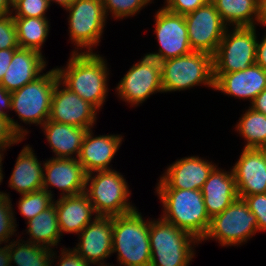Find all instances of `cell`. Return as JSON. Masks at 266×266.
Listing matches in <instances>:
<instances>
[{"mask_svg": "<svg viewBox=\"0 0 266 266\" xmlns=\"http://www.w3.org/2000/svg\"><path fill=\"white\" fill-rule=\"evenodd\" d=\"M105 59L96 53L72 51L65 69L55 68L59 81L99 110L107 97L108 75Z\"/></svg>", "mask_w": 266, "mask_h": 266, "instance_id": "cell-1", "label": "cell"}, {"mask_svg": "<svg viewBox=\"0 0 266 266\" xmlns=\"http://www.w3.org/2000/svg\"><path fill=\"white\" fill-rule=\"evenodd\" d=\"M156 192L164 207L161 218L201 241L211 220L201 190L157 189Z\"/></svg>", "mask_w": 266, "mask_h": 266, "instance_id": "cell-2", "label": "cell"}, {"mask_svg": "<svg viewBox=\"0 0 266 266\" xmlns=\"http://www.w3.org/2000/svg\"><path fill=\"white\" fill-rule=\"evenodd\" d=\"M149 221L137 209L113 217L112 253L120 266H150Z\"/></svg>", "mask_w": 266, "mask_h": 266, "instance_id": "cell-3", "label": "cell"}, {"mask_svg": "<svg viewBox=\"0 0 266 266\" xmlns=\"http://www.w3.org/2000/svg\"><path fill=\"white\" fill-rule=\"evenodd\" d=\"M150 266H188L200 241L162 218L149 221Z\"/></svg>", "mask_w": 266, "mask_h": 266, "instance_id": "cell-4", "label": "cell"}, {"mask_svg": "<svg viewBox=\"0 0 266 266\" xmlns=\"http://www.w3.org/2000/svg\"><path fill=\"white\" fill-rule=\"evenodd\" d=\"M95 172L87 174L85 194L96 216L114 217L136 209L128 202L131 192L121 173L114 169Z\"/></svg>", "mask_w": 266, "mask_h": 266, "instance_id": "cell-5", "label": "cell"}, {"mask_svg": "<svg viewBox=\"0 0 266 266\" xmlns=\"http://www.w3.org/2000/svg\"><path fill=\"white\" fill-rule=\"evenodd\" d=\"M163 92L181 91L196 85L214 88L213 56L202 51L161 62Z\"/></svg>", "mask_w": 266, "mask_h": 266, "instance_id": "cell-6", "label": "cell"}, {"mask_svg": "<svg viewBox=\"0 0 266 266\" xmlns=\"http://www.w3.org/2000/svg\"><path fill=\"white\" fill-rule=\"evenodd\" d=\"M256 27H233L225 30L213 55L214 82L223 74L244 70L256 64Z\"/></svg>", "mask_w": 266, "mask_h": 266, "instance_id": "cell-7", "label": "cell"}, {"mask_svg": "<svg viewBox=\"0 0 266 266\" xmlns=\"http://www.w3.org/2000/svg\"><path fill=\"white\" fill-rule=\"evenodd\" d=\"M58 81V72L53 68L11 92V111L26 124L42 126L50 117L52 94Z\"/></svg>", "mask_w": 266, "mask_h": 266, "instance_id": "cell-8", "label": "cell"}, {"mask_svg": "<svg viewBox=\"0 0 266 266\" xmlns=\"http://www.w3.org/2000/svg\"><path fill=\"white\" fill-rule=\"evenodd\" d=\"M257 231L256 216L244 199L238 198L223 212L211 218L201 242L214 238L222 246H235L247 242Z\"/></svg>", "mask_w": 266, "mask_h": 266, "instance_id": "cell-9", "label": "cell"}, {"mask_svg": "<svg viewBox=\"0 0 266 266\" xmlns=\"http://www.w3.org/2000/svg\"><path fill=\"white\" fill-rule=\"evenodd\" d=\"M69 11V33L79 53H93V46L98 45L105 26L106 15L102 0H74L65 8Z\"/></svg>", "mask_w": 266, "mask_h": 266, "instance_id": "cell-10", "label": "cell"}, {"mask_svg": "<svg viewBox=\"0 0 266 266\" xmlns=\"http://www.w3.org/2000/svg\"><path fill=\"white\" fill-rule=\"evenodd\" d=\"M119 98L131 106L143 103L155 92H162L161 62L145 55L138 63L131 66L117 86Z\"/></svg>", "mask_w": 266, "mask_h": 266, "instance_id": "cell-11", "label": "cell"}, {"mask_svg": "<svg viewBox=\"0 0 266 266\" xmlns=\"http://www.w3.org/2000/svg\"><path fill=\"white\" fill-rule=\"evenodd\" d=\"M184 17L191 49L213 56L227 29L214 4L209 0Z\"/></svg>", "mask_w": 266, "mask_h": 266, "instance_id": "cell-12", "label": "cell"}, {"mask_svg": "<svg viewBox=\"0 0 266 266\" xmlns=\"http://www.w3.org/2000/svg\"><path fill=\"white\" fill-rule=\"evenodd\" d=\"M155 34L159 43L158 53H148L159 62L190 54L191 49L184 15L162 7L155 15Z\"/></svg>", "mask_w": 266, "mask_h": 266, "instance_id": "cell-13", "label": "cell"}, {"mask_svg": "<svg viewBox=\"0 0 266 266\" xmlns=\"http://www.w3.org/2000/svg\"><path fill=\"white\" fill-rule=\"evenodd\" d=\"M96 111L98 110L93 105L70 91L60 81L56 83L51 99L49 120L89 130L97 120Z\"/></svg>", "mask_w": 266, "mask_h": 266, "instance_id": "cell-14", "label": "cell"}, {"mask_svg": "<svg viewBox=\"0 0 266 266\" xmlns=\"http://www.w3.org/2000/svg\"><path fill=\"white\" fill-rule=\"evenodd\" d=\"M93 218L79 233L80 242L73 250L89 264L104 266V259L112 254L113 217L95 215Z\"/></svg>", "mask_w": 266, "mask_h": 266, "instance_id": "cell-15", "label": "cell"}, {"mask_svg": "<svg viewBox=\"0 0 266 266\" xmlns=\"http://www.w3.org/2000/svg\"><path fill=\"white\" fill-rule=\"evenodd\" d=\"M45 173H43L42 189L51 196L49 185L55 186L63 193L61 196H75L85 193L86 177L82 165L76 158H51L43 163ZM66 193V194H65Z\"/></svg>", "mask_w": 266, "mask_h": 266, "instance_id": "cell-16", "label": "cell"}, {"mask_svg": "<svg viewBox=\"0 0 266 266\" xmlns=\"http://www.w3.org/2000/svg\"><path fill=\"white\" fill-rule=\"evenodd\" d=\"M215 164L198 156L184 157L170 165L156 189L201 190Z\"/></svg>", "mask_w": 266, "mask_h": 266, "instance_id": "cell-17", "label": "cell"}, {"mask_svg": "<svg viewBox=\"0 0 266 266\" xmlns=\"http://www.w3.org/2000/svg\"><path fill=\"white\" fill-rule=\"evenodd\" d=\"M232 167L239 198L266 193V164L258 148L244 147Z\"/></svg>", "mask_w": 266, "mask_h": 266, "instance_id": "cell-18", "label": "cell"}, {"mask_svg": "<svg viewBox=\"0 0 266 266\" xmlns=\"http://www.w3.org/2000/svg\"><path fill=\"white\" fill-rule=\"evenodd\" d=\"M92 132L89 129L85 134L77 160L87 174L112 170L109 164L121 145L122 136L112 134L93 137Z\"/></svg>", "mask_w": 266, "mask_h": 266, "instance_id": "cell-19", "label": "cell"}, {"mask_svg": "<svg viewBox=\"0 0 266 266\" xmlns=\"http://www.w3.org/2000/svg\"><path fill=\"white\" fill-rule=\"evenodd\" d=\"M266 88V71L254 64L244 70L223 73L215 82L214 89L232 97L249 99L255 97Z\"/></svg>", "mask_w": 266, "mask_h": 266, "instance_id": "cell-20", "label": "cell"}, {"mask_svg": "<svg viewBox=\"0 0 266 266\" xmlns=\"http://www.w3.org/2000/svg\"><path fill=\"white\" fill-rule=\"evenodd\" d=\"M43 57L39 51L18 48L0 84L7 91L13 92L33 82L42 75L40 73L47 65Z\"/></svg>", "mask_w": 266, "mask_h": 266, "instance_id": "cell-21", "label": "cell"}, {"mask_svg": "<svg viewBox=\"0 0 266 266\" xmlns=\"http://www.w3.org/2000/svg\"><path fill=\"white\" fill-rule=\"evenodd\" d=\"M210 218L223 212L239 198L232 169L225 172L216 166L201 188Z\"/></svg>", "mask_w": 266, "mask_h": 266, "instance_id": "cell-22", "label": "cell"}, {"mask_svg": "<svg viewBox=\"0 0 266 266\" xmlns=\"http://www.w3.org/2000/svg\"><path fill=\"white\" fill-rule=\"evenodd\" d=\"M54 204L61 235H63L62 232L79 234L92 221L91 217L95 214L85 193L61 196L60 199L54 201Z\"/></svg>", "mask_w": 266, "mask_h": 266, "instance_id": "cell-23", "label": "cell"}, {"mask_svg": "<svg viewBox=\"0 0 266 266\" xmlns=\"http://www.w3.org/2000/svg\"><path fill=\"white\" fill-rule=\"evenodd\" d=\"M41 127L56 158H74L79 156L83 139L88 129L65 123L47 120Z\"/></svg>", "mask_w": 266, "mask_h": 266, "instance_id": "cell-24", "label": "cell"}, {"mask_svg": "<svg viewBox=\"0 0 266 266\" xmlns=\"http://www.w3.org/2000/svg\"><path fill=\"white\" fill-rule=\"evenodd\" d=\"M43 169L32 147L26 145L18 155L9 180V187L21 195L42 190Z\"/></svg>", "mask_w": 266, "mask_h": 266, "instance_id": "cell-25", "label": "cell"}, {"mask_svg": "<svg viewBox=\"0 0 266 266\" xmlns=\"http://www.w3.org/2000/svg\"><path fill=\"white\" fill-rule=\"evenodd\" d=\"M222 21L234 27H252L260 16L261 0H210ZM256 21V22H255Z\"/></svg>", "mask_w": 266, "mask_h": 266, "instance_id": "cell-26", "label": "cell"}, {"mask_svg": "<svg viewBox=\"0 0 266 266\" xmlns=\"http://www.w3.org/2000/svg\"><path fill=\"white\" fill-rule=\"evenodd\" d=\"M27 233L33 244L40 245L49 249L57 246L60 242V230L58 226L57 212L53 203L49 208L34 216L27 221Z\"/></svg>", "mask_w": 266, "mask_h": 266, "instance_id": "cell-27", "label": "cell"}, {"mask_svg": "<svg viewBox=\"0 0 266 266\" xmlns=\"http://www.w3.org/2000/svg\"><path fill=\"white\" fill-rule=\"evenodd\" d=\"M7 246L10 265L14 263L16 266H51L54 260L52 258L56 255L52 249L33 244L29 240L9 242Z\"/></svg>", "mask_w": 266, "mask_h": 266, "instance_id": "cell-28", "label": "cell"}, {"mask_svg": "<svg viewBox=\"0 0 266 266\" xmlns=\"http://www.w3.org/2000/svg\"><path fill=\"white\" fill-rule=\"evenodd\" d=\"M17 29L19 48L33 49L42 53L41 48L49 32L47 18L13 17Z\"/></svg>", "mask_w": 266, "mask_h": 266, "instance_id": "cell-29", "label": "cell"}, {"mask_svg": "<svg viewBox=\"0 0 266 266\" xmlns=\"http://www.w3.org/2000/svg\"><path fill=\"white\" fill-rule=\"evenodd\" d=\"M236 129L244 139L245 148H258L266 144V115L251 107L243 114Z\"/></svg>", "mask_w": 266, "mask_h": 266, "instance_id": "cell-30", "label": "cell"}, {"mask_svg": "<svg viewBox=\"0 0 266 266\" xmlns=\"http://www.w3.org/2000/svg\"><path fill=\"white\" fill-rule=\"evenodd\" d=\"M52 198L53 196L42 189L21 195L17 207L20 210V214L29 221L40 212L49 208L55 200Z\"/></svg>", "mask_w": 266, "mask_h": 266, "instance_id": "cell-31", "label": "cell"}, {"mask_svg": "<svg viewBox=\"0 0 266 266\" xmlns=\"http://www.w3.org/2000/svg\"><path fill=\"white\" fill-rule=\"evenodd\" d=\"M150 2L151 0H102L106 17L109 15L108 12H111L113 18L116 19L135 16Z\"/></svg>", "mask_w": 266, "mask_h": 266, "instance_id": "cell-32", "label": "cell"}, {"mask_svg": "<svg viewBox=\"0 0 266 266\" xmlns=\"http://www.w3.org/2000/svg\"><path fill=\"white\" fill-rule=\"evenodd\" d=\"M16 218L14 216L9 194L0 191V240L8 243L16 230Z\"/></svg>", "mask_w": 266, "mask_h": 266, "instance_id": "cell-33", "label": "cell"}, {"mask_svg": "<svg viewBox=\"0 0 266 266\" xmlns=\"http://www.w3.org/2000/svg\"><path fill=\"white\" fill-rule=\"evenodd\" d=\"M50 4L48 0H20L12 7L13 17H45Z\"/></svg>", "mask_w": 266, "mask_h": 266, "instance_id": "cell-34", "label": "cell"}, {"mask_svg": "<svg viewBox=\"0 0 266 266\" xmlns=\"http://www.w3.org/2000/svg\"><path fill=\"white\" fill-rule=\"evenodd\" d=\"M18 48L17 29L12 13L0 16V50Z\"/></svg>", "mask_w": 266, "mask_h": 266, "instance_id": "cell-35", "label": "cell"}, {"mask_svg": "<svg viewBox=\"0 0 266 266\" xmlns=\"http://www.w3.org/2000/svg\"><path fill=\"white\" fill-rule=\"evenodd\" d=\"M244 201L256 216L258 231H266V193L246 196Z\"/></svg>", "mask_w": 266, "mask_h": 266, "instance_id": "cell-36", "label": "cell"}, {"mask_svg": "<svg viewBox=\"0 0 266 266\" xmlns=\"http://www.w3.org/2000/svg\"><path fill=\"white\" fill-rule=\"evenodd\" d=\"M209 0H166L164 6L168 11L186 15L203 6Z\"/></svg>", "mask_w": 266, "mask_h": 266, "instance_id": "cell-37", "label": "cell"}, {"mask_svg": "<svg viewBox=\"0 0 266 266\" xmlns=\"http://www.w3.org/2000/svg\"><path fill=\"white\" fill-rule=\"evenodd\" d=\"M2 108V109H1ZM5 109L11 110V92L7 91L1 84H0V116L1 117H8L10 119V123L14 131L24 140L26 134H28L26 129H23L18 122L14 121V119L10 118L7 112L3 111Z\"/></svg>", "mask_w": 266, "mask_h": 266, "instance_id": "cell-38", "label": "cell"}, {"mask_svg": "<svg viewBox=\"0 0 266 266\" xmlns=\"http://www.w3.org/2000/svg\"><path fill=\"white\" fill-rule=\"evenodd\" d=\"M23 139L14 131L8 117L0 116V146L10 147Z\"/></svg>", "mask_w": 266, "mask_h": 266, "instance_id": "cell-39", "label": "cell"}, {"mask_svg": "<svg viewBox=\"0 0 266 266\" xmlns=\"http://www.w3.org/2000/svg\"><path fill=\"white\" fill-rule=\"evenodd\" d=\"M58 266H90V264L80 257L73 249H61V256Z\"/></svg>", "mask_w": 266, "mask_h": 266, "instance_id": "cell-40", "label": "cell"}, {"mask_svg": "<svg viewBox=\"0 0 266 266\" xmlns=\"http://www.w3.org/2000/svg\"><path fill=\"white\" fill-rule=\"evenodd\" d=\"M17 49H2L0 50V82L2 78L4 77L8 66L10 65V62L12 60V57L14 55V52Z\"/></svg>", "mask_w": 266, "mask_h": 266, "instance_id": "cell-41", "label": "cell"}, {"mask_svg": "<svg viewBox=\"0 0 266 266\" xmlns=\"http://www.w3.org/2000/svg\"><path fill=\"white\" fill-rule=\"evenodd\" d=\"M256 64L266 71V33L261 42L257 41Z\"/></svg>", "mask_w": 266, "mask_h": 266, "instance_id": "cell-42", "label": "cell"}, {"mask_svg": "<svg viewBox=\"0 0 266 266\" xmlns=\"http://www.w3.org/2000/svg\"><path fill=\"white\" fill-rule=\"evenodd\" d=\"M250 107L266 115V88L255 97Z\"/></svg>", "mask_w": 266, "mask_h": 266, "instance_id": "cell-43", "label": "cell"}, {"mask_svg": "<svg viewBox=\"0 0 266 266\" xmlns=\"http://www.w3.org/2000/svg\"><path fill=\"white\" fill-rule=\"evenodd\" d=\"M0 266H10L8 246L2 247L0 249Z\"/></svg>", "mask_w": 266, "mask_h": 266, "instance_id": "cell-44", "label": "cell"}, {"mask_svg": "<svg viewBox=\"0 0 266 266\" xmlns=\"http://www.w3.org/2000/svg\"><path fill=\"white\" fill-rule=\"evenodd\" d=\"M258 23H260V25L266 26V0L260 1V16Z\"/></svg>", "mask_w": 266, "mask_h": 266, "instance_id": "cell-45", "label": "cell"}, {"mask_svg": "<svg viewBox=\"0 0 266 266\" xmlns=\"http://www.w3.org/2000/svg\"><path fill=\"white\" fill-rule=\"evenodd\" d=\"M12 13V9L8 3V0H0V16Z\"/></svg>", "mask_w": 266, "mask_h": 266, "instance_id": "cell-46", "label": "cell"}, {"mask_svg": "<svg viewBox=\"0 0 266 266\" xmlns=\"http://www.w3.org/2000/svg\"><path fill=\"white\" fill-rule=\"evenodd\" d=\"M49 4H51V2H55L57 4H60V6H63V8H67L68 6H70L74 0H48Z\"/></svg>", "mask_w": 266, "mask_h": 266, "instance_id": "cell-47", "label": "cell"}, {"mask_svg": "<svg viewBox=\"0 0 266 266\" xmlns=\"http://www.w3.org/2000/svg\"><path fill=\"white\" fill-rule=\"evenodd\" d=\"M7 147L6 146H0V183L2 182V179H3V173H2V157H3V153H1V152H3L5 149H6Z\"/></svg>", "mask_w": 266, "mask_h": 266, "instance_id": "cell-48", "label": "cell"}, {"mask_svg": "<svg viewBox=\"0 0 266 266\" xmlns=\"http://www.w3.org/2000/svg\"><path fill=\"white\" fill-rule=\"evenodd\" d=\"M260 153L262 154L264 160H265V164H266V144L261 145L258 147Z\"/></svg>", "mask_w": 266, "mask_h": 266, "instance_id": "cell-49", "label": "cell"}, {"mask_svg": "<svg viewBox=\"0 0 266 266\" xmlns=\"http://www.w3.org/2000/svg\"><path fill=\"white\" fill-rule=\"evenodd\" d=\"M20 0H8V3L10 5V7H13L17 2H19Z\"/></svg>", "mask_w": 266, "mask_h": 266, "instance_id": "cell-50", "label": "cell"}]
</instances>
